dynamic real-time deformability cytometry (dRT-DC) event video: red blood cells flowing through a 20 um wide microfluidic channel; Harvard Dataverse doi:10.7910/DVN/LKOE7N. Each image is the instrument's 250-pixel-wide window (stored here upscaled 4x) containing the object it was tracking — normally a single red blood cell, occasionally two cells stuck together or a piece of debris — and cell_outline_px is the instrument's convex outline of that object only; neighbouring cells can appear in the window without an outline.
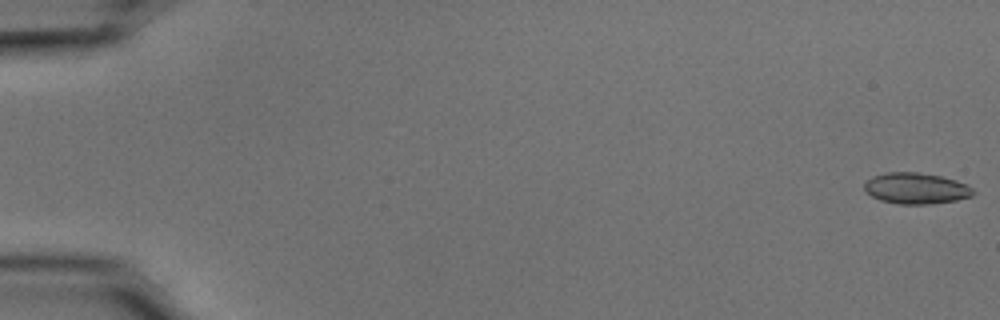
{"species": "common noctule bat (a hibernating species)", "species_latin": "Nyctalus noctula", "temperature_condition": "cold", "stored_images_in_passage": 55, "camera_frame_rate_fps": 3000, "um_per_image_px": 0.085, "animal": {"sex": "male", "body_mass_g": 15.6}, "frame": {"image": 1, "passage_image": 1, "time_ms": 0.0, "image_size_px": [1000, 320], "cell_outline_px": [[976, 192], [972, 196], [956, 200], [932, 204], [900, 204], [880, 200], [872, 196], [864, 188], [864, 184], [872, 176], [884, 172], [916, 172], [940, 176], [956, 180], [968, 184]], "centroid_in_image_um": [77.89, 16.01], "position_along_channel_um": 7.1, "area_um2": 19.77}}
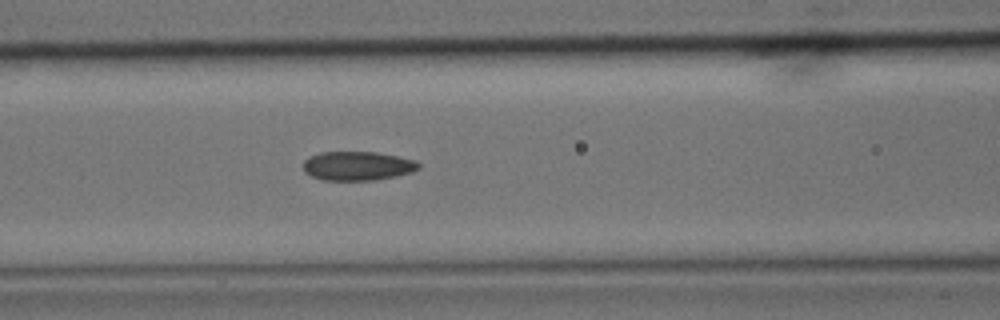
{"frame": {"image": 2, "passage_image": 24, "time_ms": 7.667, "image_size_px": [1000, 320], "cell_outline_px": [[420, 168], [412, 172], [396, 176], [376, 180], [324, 180], [312, 176], [304, 172], [304, 160], [308, 156], [320, 152], [376, 152], [416, 160], [420, 164]], "centroid_in_image_um": [30.39, 14.1], "position_along_channel_um": 136.2, "area_um2": 19.59}}
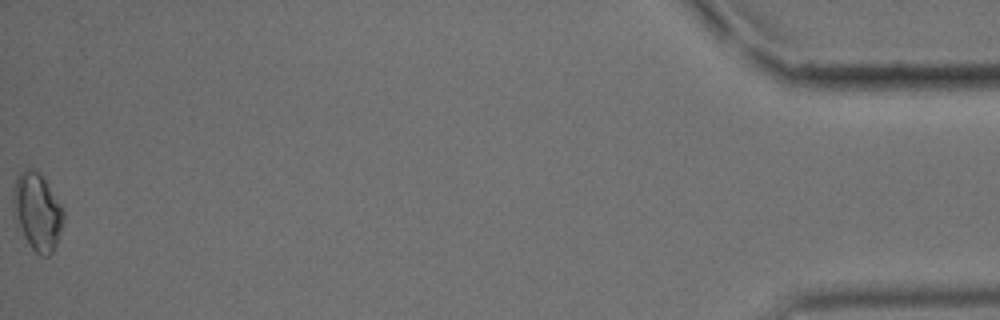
{"frame": {"image": 3, "passage_image": 55, "time_ms": 18.0, "image_size_px": [1000, 320], "cell_outline_px": [[64, 220], [56, 244], [52, 252], [48, 256], [40, 256], [32, 248], [24, 236], [12, 204], [12, 192], [16, 176], [24, 168], [32, 168], [40, 172], [60, 204], [64, 212]], "centroid_in_image_um": [3.17, 17.94], "position_along_channel_um": 432.0, "area_um2": 22.37}, "authors_computed_cell_mechanics": {"area_um2": 19.5942, "velocity_mm_per_s": 3.7305, "shape_relaxation_time_tau1_ms": 9.6208, "shape_relaxation_time_tau2_ms": 2.4061, "deformation_change_tau1": 0.1677, "deformation_change_tau2": 0.0636}}